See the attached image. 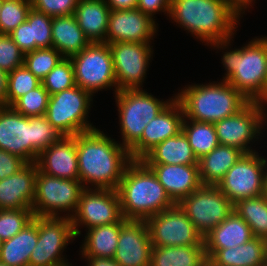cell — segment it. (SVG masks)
I'll list each match as a JSON object with an SVG mask.
<instances>
[{"mask_svg":"<svg viewBox=\"0 0 267 266\" xmlns=\"http://www.w3.org/2000/svg\"><path fill=\"white\" fill-rule=\"evenodd\" d=\"M33 122L34 162L39 154L53 143L60 141L64 135L46 119L45 115L29 117Z\"/></svg>","mask_w":267,"mask_h":266,"instance_id":"cell-41","label":"cell"},{"mask_svg":"<svg viewBox=\"0 0 267 266\" xmlns=\"http://www.w3.org/2000/svg\"><path fill=\"white\" fill-rule=\"evenodd\" d=\"M167 17L205 45L225 50L243 16L224 0H171Z\"/></svg>","mask_w":267,"mask_h":266,"instance_id":"cell-2","label":"cell"},{"mask_svg":"<svg viewBox=\"0 0 267 266\" xmlns=\"http://www.w3.org/2000/svg\"><path fill=\"white\" fill-rule=\"evenodd\" d=\"M146 223L152 247L204 246V237L178 204L149 217Z\"/></svg>","mask_w":267,"mask_h":266,"instance_id":"cell-13","label":"cell"},{"mask_svg":"<svg viewBox=\"0 0 267 266\" xmlns=\"http://www.w3.org/2000/svg\"><path fill=\"white\" fill-rule=\"evenodd\" d=\"M40 84L41 80L24 65L15 68L8 73L6 106H11L18 98L37 88Z\"/></svg>","mask_w":267,"mask_h":266,"instance_id":"cell-38","label":"cell"},{"mask_svg":"<svg viewBox=\"0 0 267 266\" xmlns=\"http://www.w3.org/2000/svg\"><path fill=\"white\" fill-rule=\"evenodd\" d=\"M9 35L23 53L35 50V41H32V26L27 21L21 23Z\"/></svg>","mask_w":267,"mask_h":266,"instance_id":"cell-46","label":"cell"},{"mask_svg":"<svg viewBox=\"0 0 267 266\" xmlns=\"http://www.w3.org/2000/svg\"><path fill=\"white\" fill-rule=\"evenodd\" d=\"M212 82L185 85L175 94L184 118L215 123L238 113L250 102L227 81Z\"/></svg>","mask_w":267,"mask_h":266,"instance_id":"cell-5","label":"cell"},{"mask_svg":"<svg viewBox=\"0 0 267 266\" xmlns=\"http://www.w3.org/2000/svg\"><path fill=\"white\" fill-rule=\"evenodd\" d=\"M51 33L52 47L65 58L79 53L91 43L74 15L53 17Z\"/></svg>","mask_w":267,"mask_h":266,"instance_id":"cell-28","label":"cell"},{"mask_svg":"<svg viewBox=\"0 0 267 266\" xmlns=\"http://www.w3.org/2000/svg\"><path fill=\"white\" fill-rule=\"evenodd\" d=\"M152 243L146 220H127L113 260L120 266H150Z\"/></svg>","mask_w":267,"mask_h":266,"instance_id":"cell-20","label":"cell"},{"mask_svg":"<svg viewBox=\"0 0 267 266\" xmlns=\"http://www.w3.org/2000/svg\"><path fill=\"white\" fill-rule=\"evenodd\" d=\"M110 11L105 0H78L74 16L90 42H105Z\"/></svg>","mask_w":267,"mask_h":266,"instance_id":"cell-26","label":"cell"},{"mask_svg":"<svg viewBox=\"0 0 267 266\" xmlns=\"http://www.w3.org/2000/svg\"><path fill=\"white\" fill-rule=\"evenodd\" d=\"M62 58L63 56L53 47L38 48L25 53L23 65L42 81Z\"/></svg>","mask_w":267,"mask_h":266,"instance_id":"cell-36","label":"cell"},{"mask_svg":"<svg viewBox=\"0 0 267 266\" xmlns=\"http://www.w3.org/2000/svg\"><path fill=\"white\" fill-rule=\"evenodd\" d=\"M171 0H138L137 7L144 14L151 17L153 20L154 15L158 12H163L169 16Z\"/></svg>","mask_w":267,"mask_h":266,"instance_id":"cell-47","label":"cell"},{"mask_svg":"<svg viewBox=\"0 0 267 266\" xmlns=\"http://www.w3.org/2000/svg\"><path fill=\"white\" fill-rule=\"evenodd\" d=\"M78 0H31V6L51 17L74 15Z\"/></svg>","mask_w":267,"mask_h":266,"instance_id":"cell-44","label":"cell"},{"mask_svg":"<svg viewBox=\"0 0 267 266\" xmlns=\"http://www.w3.org/2000/svg\"><path fill=\"white\" fill-rule=\"evenodd\" d=\"M178 205L203 237L234 211L233 203L214 185H202Z\"/></svg>","mask_w":267,"mask_h":266,"instance_id":"cell-12","label":"cell"},{"mask_svg":"<svg viewBox=\"0 0 267 266\" xmlns=\"http://www.w3.org/2000/svg\"><path fill=\"white\" fill-rule=\"evenodd\" d=\"M184 112L174 98L143 130L141 139L129 150L133 160H141L157 144L182 131Z\"/></svg>","mask_w":267,"mask_h":266,"instance_id":"cell-19","label":"cell"},{"mask_svg":"<svg viewBox=\"0 0 267 266\" xmlns=\"http://www.w3.org/2000/svg\"><path fill=\"white\" fill-rule=\"evenodd\" d=\"M243 154L236 147L219 144L210 153L202 156L198 160L202 184L216 186Z\"/></svg>","mask_w":267,"mask_h":266,"instance_id":"cell-30","label":"cell"},{"mask_svg":"<svg viewBox=\"0 0 267 266\" xmlns=\"http://www.w3.org/2000/svg\"><path fill=\"white\" fill-rule=\"evenodd\" d=\"M41 84L50 95L70 89L76 85L74 67L70 58L63 57L42 79Z\"/></svg>","mask_w":267,"mask_h":266,"instance_id":"cell-37","label":"cell"},{"mask_svg":"<svg viewBox=\"0 0 267 266\" xmlns=\"http://www.w3.org/2000/svg\"><path fill=\"white\" fill-rule=\"evenodd\" d=\"M266 106L265 103L249 102L238 113L215 122L219 143L236 147L244 153L255 152L252 143L262 137L264 125L267 126Z\"/></svg>","mask_w":267,"mask_h":266,"instance_id":"cell-10","label":"cell"},{"mask_svg":"<svg viewBox=\"0 0 267 266\" xmlns=\"http://www.w3.org/2000/svg\"><path fill=\"white\" fill-rule=\"evenodd\" d=\"M38 169L47 175L79 180L76 135L64 136L43 150L36 160Z\"/></svg>","mask_w":267,"mask_h":266,"instance_id":"cell-21","label":"cell"},{"mask_svg":"<svg viewBox=\"0 0 267 266\" xmlns=\"http://www.w3.org/2000/svg\"><path fill=\"white\" fill-rule=\"evenodd\" d=\"M117 190L85 188L79 199L77 211L71 217L76 238L81 236L80 227L87 229L121 222L123 220Z\"/></svg>","mask_w":267,"mask_h":266,"instance_id":"cell-14","label":"cell"},{"mask_svg":"<svg viewBox=\"0 0 267 266\" xmlns=\"http://www.w3.org/2000/svg\"><path fill=\"white\" fill-rule=\"evenodd\" d=\"M117 192L126 220H147L175 205L156 175L142 160H133L127 166Z\"/></svg>","mask_w":267,"mask_h":266,"instance_id":"cell-3","label":"cell"},{"mask_svg":"<svg viewBox=\"0 0 267 266\" xmlns=\"http://www.w3.org/2000/svg\"><path fill=\"white\" fill-rule=\"evenodd\" d=\"M2 243H3V240L0 238V253H1Z\"/></svg>","mask_w":267,"mask_h":266,"instance_id":"cell-54","label":"cell"},{"mask_svg":"<svg viewBox=\"0 0 267 266\" xmlns=\"http://www.w3.org/2000/svg\"><path fill=\"white\" fill-rule=\"evenodd\" d=\"M204 246L152 247L150 266H207Z\"/></svg>","mask_w":267,"mask_h":266,"instance_id":"cell-32","label":"cell"},{"mask_svg":"<svg viewBox=\"0 0 267 266\" xmlns=\"http://www.w3.org/2000/svg\"><path fill=\"white\" fill-rule=\"evenodd\" d=\"M23 53L10 35L0 34V69L10 73L15 68L23 66Z\"/></svg>","mask_w":267,"mask_h":266,"instance_id":"cell-43","label":"cell"},{"mask_svg":"<svg viewBox=\"0 0 267 266\" xmlns=\"http://www.w3.org/2000/svg\"><path fill=\"white\" fill-rule=\"evenodd\" d=\"M32 209L0 210V238L5 241L12 238L33 221Z\"/></svg>","mask_w":267,"mask_h":266,"instance_id":"cell-40","label":"cell"},{"mask_svg":"<svg viewBox=\"0 0 267 266\" xmlns=\"http://www.w3.org/2000/svg\"><path fill=\"white\" fill-rule=\"evenodd\" d=\"M266 104H267V76H266Z\"/></svg>","mask_w":267,"mask_h":266,"instance_id":"cell-53","label":"cell"},{"mask_svg":"<svg viewBox=\"0 0 267 266\" xmlns=\"http://www.w3.org/2000/svg\"><path fill=\"white\" fill-rule=\"evenodd\" d=\"M224 1L227 2L240 15L241 14L244 15L245 10L247 11V8L249 9V7H252L253 1L255 2L256 0H224Z\"/></svg>","mask_w":267,"mask_h":266,"instance_id":"cell-49","label":"cell"},{"mask_svg":"<svg viewBox=\"0 0 267 266\" xmlns=\"http://www.w3.org/2000/svg\"><path fill=\"white\" fill-rule=\"evenodd\" d=\"M33 220L38 225V240L29 266H71L63 255L68 244L76 238L71 218L34 216Z\"/></svg>","mask_w":267,"mask_h":266,"instance_id":"cell-11","label":"cell"},{"mask_svg":"<svg viewBox=\"0 0 267 266\" xmlns=\"http://www.w3.org/2000/svg\"><path fill=\"white\" fill-rule=\"evenodd\" d=\"M38 240V225L33 220L19 233L3 241L0 262L8 266H29V259Z\"/></svg>","mask_w":267,"mask_h":266,"instance_id":"cell-31","label":"cell"},{"mask_svg":"<svg viewBox=\"0 0 267 266\" xmlns=\"http://www.w3.org/2000/svg\"><path fill=\"white\" fill-rule=\"evenodd\" d=\"M0 149L34 162L33 122L11 106H0Z\"/></svg>","mask_w":267,"mask_h":266,"instance_id":"cell-18","label":"cell"},{"mask_svg":"<svg viewBox=\"0 0 267 266\" xmlns=\"http://www.w3.org/2000/svg\"><path fill=\"white\" fill-rule=\"evenodd\" d=\"M27 164L22 157L0 149V180L12 176Z\"/></svg>","mask_w":267,"mask_h":266,"instance_id":"cell-45","label":"cell"},{"mask_svg":"<svg viewBox=\"0 0 267 266\" xmlns=\"http://www.w3.org/2000/svg\"><path fill=\"white\" fill-rule=\"evenodd\" d=\"M52 19L40 11L31 8L26 21L32 26V41H35V49L52 47Z\"/></svg>","mask_w":267,"mask_h":266,"instance_id":"cell-42","label":"cell"},{"mask_svg":"<svg viewBox=\"0 0 267 266\" xmlns=\"http://www.w3.org/2000/svg\"><path fill=\"white\" fill-rule=\"evenodd\" d=\"M31 0H3L0 8V34L9 35L27 19Z\"/></svg>","mask_w":267,"mask_h":266,"instance_id":"cell-35","label":"cell"},{"mask_svg":"<svg viewBox=\"0 0 267 266\" xmlns=\"http://www.w3.org/2000/svg\"><path fill=\"white\" fill-rule=\"evenodd\" d=\"M150 44L137 42L108 44L112 53L118 91L143 89L149 61L154 51Z\"/></svg>","mask_w":267,"mask_h":266,"instance_id":"cell-16","label":"cell"},{"mask_svg":"<svg viewBox=\"0 0 267 266\" xmlns=\"http://www.w3.org/2000/svg\"><path fill=\"white\" fill-rule=\"evenodd\" d=\"M117 142L98 127L76 135L79 180L84 188L117 190L133 161L129 150Z\"/></svg>","mask_w":267,"mask_h":266,"instance_id":"cell-1","label":"cell"},{"mask_svg":"<svg viewBox=\"0 0 267 266\" xmlns=\"http://www.w3.org/2000/svg\"><path fill=\"white\" fill-rule=\"evenodd\" d=\"M80 180L62 179L42 173L36 175V194L32 204L34 216L71 218L77 211L84 190ZM61 212V213H60Z\"/></svg>","mask_w":267,"mask_h":266,"instance_id":"cell-8","label":"cell"},{"mask_svg":"<svg viewBox=\"0 0 267 266\" xmlns=\"http://www.w3.org/2000/svg\"><path fill=\"white\" fill-rule=\"evenodd\" d=\"M267 159L258 152L244 153L216 185L235 204L263 194Z\"/></svg>","mask_w":267,"mask_h":266,"instance_id":"cell-15","label":"cell"},{"mask_svg":"<svg viewBox=\"0 0 267 266\" xmlns=\"http://www.w3.org/2000/svg\"><path fill=\"white\" fill-rule=\"evenodd\" d=\"M87 266H120L113 259L109 258H86Z\"/></svg>","mask_w":267,"mask_h":266,"instance_id":"cell-51","label":"cell"},{"mask_svg":"<svg viewBox=\"0 0 267 266\" xmlns=\"http://www.w3.org/2000/svg\"><path fill=\"white\" fill-rule=\"evenodd\" d=\"M75 75V83L93 96L102 89L118 92L112 53L105 42H91L79 53L70 57ZM109 88V89H108Z\"/></svg>","mask_w":267,"mask_h":266,"instance_id":"cell-9","label":"cell"},{"mask_svg":"<svg viewBox=\"0 0 267 266\" xmlns=\"http://www.w3.org/2000/svg\"><path fill=\"white\" fill-rule=\"evenodd\" d=\"M50 94L40 84L37 88L18 98L11 107L26 117L45 115Z\"/></svg>","mask_w":267,"mask_h":266,"instance_id":"cell-39","label":"cell"},{"mask_svg":"<svg viewBox=\"0 0 267 266\" xmlns=\"http://www.w3.org/2000/svg\"><path fill=\"white\" fill-rule=\"evenodd\" d=\"M0 266H8V265H6V264H3V263H1V262H0Z\"/></svg>","mask_w":267,"mask_h":266,"instance_id":"cell-55","label":"cell"},{"mask_svg":"<svg viewBox=\"0 0 267 266\" xmlns=\"http://www.w3.org/2000/svg\"><path fill=\"white\" fill-rule=\"evenodd\" d=\"M127 220L124 218L121 222L100 225L85 230L84 241L82 240L81 257L86 258H109L113 259L120 229Z\"/></svg>","mask_w":267,"mask_h":266,"instance_id":"cell-27","label":"cell"},{"mask_svg":"<svg viewBox=\"0 0 267 266\" xmlns=\"http://www.w3.org/2000/svg\"><path fill=\"white\" fill-rule=\"evenodd\" d=\"M164 101L148 94L145 89L119 90L115 94L118 108L121 145L130 150L140 139L145 126L173 99Z\"/></svg>","mask_w":267,"mask_h":266,"instance_id":"cell-6","label":"cell"},{"mask_svg":"<svg viewBox=\"0 0 267 266\" xmlns=\"http://www.w3.org/2000/svg\"><path fill=\"white\" fill-rule=\"evenodd\" d=\"M141 160L145 164H198V159L183 131L157 144Z\"/></svg>","mask_w":267,"mask_h":266,"instance_id":"cell-29","label":"cell"},{"mask_svg":"<svg viewBox=\"0 0 267 266\" xmlns=\"http://www.w3.org/2000/svg\"><path fill=\"white\" fill-rule=\"evenodd\" d=\"M163 185L171 200L178 204L203 184L198 164H146Z\"/></svg>","mask_w":267,"mask_h":266,"instance_id":"cell-22","label":"cell"},{"mask_svg":"<svg viewBox=\"0 0 267 266\" xmlns=\"http://www.w3.org/2000/svg\"><path fill=\"white\" fill-rule=\"evenodd\" d=\"M182 131L188 138L189 144L198 160L220 144L214 123L184 118Z\"/></svg>","mask_w":267,"mask_h":266,"instance_id":"cell-34","label":"cell"},{"mask_svg":"<svg viewBox=\"0 0 267 266\" xmlns=\"http://www.w3.org/2000/svg\"><path fill=\"white\" fill-rule=\"evenodd\" d=\"M254 238L250 226L233 211L217 227L204 236V247L209 260L219 249L244 244Z\"/></svg>","mask_w":267,"mask_h":266,"instance_id":"cell-24","label":"cell"},{"mask_svg":"<svg viewBox=\"0 0 267 266\" xmlns=\"http://www.w3.org/2000/svg\"><path fill=\"white\" fill-rule=\"evenodd\" d=\"M208 263L211 266H265L267 241L254 237L244 244L219 249Z\"/></svg>","mask_w":267,"mask_h":266,"instance_id":"cell-25","label":"cell"},{"mask_svg":"<svg viewBox=\"0 0 267 266\" xmlns=\"http://www.w3.org/2000/svg\"><path fill=\"white\" fill-rule=\"evenodd\" d=\"M8 73L0 69V106H6Z\"/></svg>","mask_w":267,"mask_h":266,"instance_id":"cell-50","label":"cell"},{"mask_svg":"<svg viewBox=\"0 0 267 266\" xmlns=\"http://www.w3.org/2000/svg\"><path fill=\"white\" fill-rule=\"evenodd\" d=\"M37 172L36 162L28 163L17 173L0 180V210L32 209Z\"/></svg>","mask_w":267,"mask_h":266,"instance_id":"cell-23","label":"cell"},{"mask_svg":"<svg viewBox=\"0 0 267 266\" xmlns=\"http://www.w3.org/2000/svg\"><path fill=\"white\" fill-rule=\"evenodd\" d=\"M233 210L250 226L254 237L267 241V198L263 194L237 201Z\"/></svg>","mask_w":267,"mask_h":266,"instance_id":"cell-33","label":"cell"},{"mask_svg":"<svg viewBox=\"0 0 267 266\" xmlns=\"http://www.w3.org/2000/svg\"><path fill=\"white\" fill-rule=\"evenodd\" d=\"M111 11L130 10L137 7L138 0H105Z\"/></svg>","mask_w":267,"mask_h":266,"instance_id":"cell-48","label":"cell"},{"mask_svg":"<svg viewBox=\"0 0 267 266\" xmlns=\"http://www.w3.org/2000/svg\"><path fill=\"white\" fill-rule=\"evenodd\" d=\"M223 52L227 81L250 102L266 104L267 37H254L247 44Z\"/></svg>","mask_w":267,"mask_h":266,"instance_id":"cell-4","label":"cell"},{"mask_svg":"<svg viewBox=\"0 0 267 266\" xmlns=\"http://www.w3.org/2000/svg\"><path fill=\"white\" fill-rule=\"evenodd\" d=\"M263 195L267 198V165L265 167V174H264V191Z\"/></svg>","mask_w":267,"mask_h":266,"instance_id":"cell-52","label":"cell"},{"mask_svg":"<svg viewBox=\"0 0 267 266\" xmlns=\"http://www.w3.org/2000/svg\"><path fill=\"white\" fill-rule=\"evenodd\" d=\"M158 23L138 8L110 11L105 43H151Z\"/></svg>","mask_w":267,"mask_h":266,"instance_id":"cell-17","label":"cell"},{"mask_svg":"<svg viewBox=\"0 0 267 266\" xmlns=\"http://www.w3.org/2000/svg\"><path fill=\"white\" fill-rule=\"evenodd\" d=\"M93 95L75 85L74 87L50 95L46 119L64 136L96 129L89 120Z\"/></svg>","mask_w":267,"mask_h":266,"instance_id":"cell-7","label":"cell"}]
</instances>
